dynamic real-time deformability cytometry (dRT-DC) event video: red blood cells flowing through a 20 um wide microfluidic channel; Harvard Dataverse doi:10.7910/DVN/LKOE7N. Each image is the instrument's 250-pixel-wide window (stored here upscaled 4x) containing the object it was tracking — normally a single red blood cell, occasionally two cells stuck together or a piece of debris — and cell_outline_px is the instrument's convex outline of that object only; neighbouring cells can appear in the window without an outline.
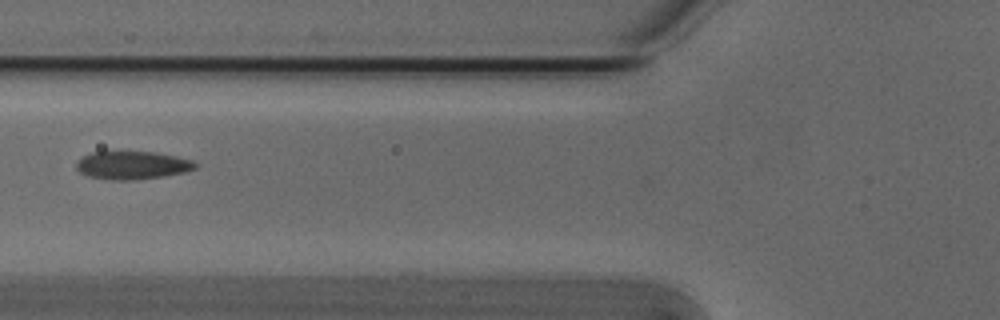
{"species": "Egyptian fruit bat (a non-hibernating species)", "species_latin": "Rousettus aegyptiacus", "temperature_condition": "cold", "stored_images_in_passage": 6, "camera_frame_rate_fps": 3000, "um_per_image_px": 0.085, "animal": {"sex": "male"}, "frame": {"image": 1, "passage_image": 6, "time_ms": 1.667, "image_size_px": [1000, 320], "cell_outline_px": [[196, 168], [184, 172], [164, 176], [132, 180], [112, 180], [88, 176], [80, 172], [76, 168], [76, 164], [84, 156], [92, 152], [156, 152], [176, 156], [192, 160], [196, 164]], "centroid_in_image_um": [11.26, 14.05], "position_along_channel_um": 114.5, "area_um2": 19.25}}